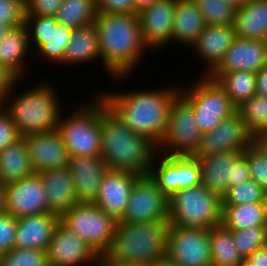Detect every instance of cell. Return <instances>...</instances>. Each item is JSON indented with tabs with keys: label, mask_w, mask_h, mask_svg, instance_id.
<instances>
[{
	"label": "cell",
	"mask_w": 267,
	"mask_h": 266,
	"mask_svg": "<svg viewBox=\"0 0 267 266\" xmlns=\"http://www.w3.org/2000/svg\"><path fill=\"white\" fill-rule=\"evenodd\" d=\"M5 212L16 219L50 213L39 173L5 184Z\"/></svg>",
	"instance_id": "obj_17"
},
{
	"label": "cell",
	"mask_w": 267,
	"mask_h": 266,
	"mask_svg": "<svg viewBox=\"0 0 267 266\" xmlns=\"http://www.w3.org/2000/svg\"><path fill=\"white\" fill-rule=\"evenodd\" d=\"M206 25L234 23L236 7L226 0H194Z\"/></svg>",
	"instance_id": "obj_38"
},
{
	"label": "cell",
	"mask_w": 267,
	"mask_h": 266,
	"mask_svg": "<svg viewBox=\"0 0 267 266\" xmlns=\"http://www.w3.org/2000/svg\"><path fill=\"white\" fill-rule=\"evenodd\" d=\"M20 138L10 115L0 107V151Z\"/></svg>",
	"instance_id": "obj_45"
},
{
	"label": "cell",
	"mask_w": 267,
	"mask_h": 266,
	"mask_svg": "<svg viewBox=\"0 0 267 266\" xmlns=\"http://www.w3.org/2000/svg\"><path fill=\"white\" fill-rule=\"evenodd\" d=\"M160 0H134L135 12L138 14L141 10L151 6Z\"/></svg>",
	"instance_id": "obj_51"
},
{
	"label": "cell",
	"mask_w": 267,
	"mask_h": 266,
	"mask_svg": "<svg viewBox=\"0 0 267 266\" xmlns=\"http://www.w3.org/2000/svg\"><path fill=\"white\" fill-rule=\"evenodd\" d=\"M17 219L4 212L0 214V255L15 248Z\"/></svg>",
	"instance_id": "obj_43"
},
{
	"label": "cell",
	"mask_w": 267,
	"mask_h": 266,
	"mask_svg": "<svg viewBox=\"0 0 267 266\" xmlns=\"http://www.w3.org/2000/svg\"><path fill=\"white\" fill-rule=\"evenodd\" d=\"M191 86L180 87V94L192 105L202 133L210 132L236 112V107L216 80L202 76Z\"/></svg>",
	"instance_id": "obj_8"
},
{
	"label": "cell",
	"mask_w": 267,
	"mask_h": 266,
	"mask_svg": "<svg viewBox=\"0 0 267 266\" xmlns=\"http://www.w3.org/2000/svg\"><path fill=\"white\" fill-rule=\"evenodd\" d=\"M201 184L222 198L228 187L250 179L245 155L236 151H224L199 158Z\"/></svg>",
	"instance_id": "obj_11"
},
{
	"label": "cell",
	"mask_w": 267,
	"mask_h": 266,
	"mask_svg": "<svg viewBox=\"0 0 267 266\" xmlns=\"http://www.w3.org/2000/svg\"><path fill=\"white\" fill-rule=\"evenodd\" d=\"M267 65V41L236 36L219 66L212 73L247 70L258 73Z\"/></svg>",
	"instance_id": "obj_22"
},
{
	"label": "cell",
	"mask_w": 267,
	"mask_h": 266,
	"mask_svg": "<svg viewBox=\"0 0 267 266\" xmlns=\"http://www.w3.org/2000/svg\"><path fill=\"white\" fill-rule=\"evenodd\" d=\"M105 266H149L145 263L102 262Z\"/></svg>",
	"instance_id": "obj_53"
},
{
	"label": "cell",
	"mask_w": 267,
	"mask_h": 266,
	"mask_svg": "<svg viewBox=\"0 0 267 266\" xmlns=\"http://www.w3.org/2000/svg\"><path fill=\"white\" fill-rule=\"evenodd\" d=\"M240 266H249L245 262H243Z\"/></svg>",
	"instance_id": "obj_58"
},
{
	"label": "cell",
	"mask_w": 267,
	"mask_h": 266,
	"mask_svg": "<svg viewBox=\"0 0 267 266\" xmlns=\"http://www.w3.org/2000/svg\"><path fill=\"white\" fill-rule=\"evenodd\" d=\"M95 0H63L56 20L71 29L93 24L97 18Z\"/></svg>",
	"instance_id": "obj_35"
},
{
	"label": "cell",
	"mask_w": 267,
	"mask_h": 266,
	"mask_svg": "<svg viewBox=\"0 0 267 266\" xmlns=\"http://www.w3.org/2000/svg\"><path fill=\"white\" fill-rule=\"evenodd\" d=\"M35 173L68 166L69 153L57 130L24 136Z\"/></svg>",
	"instance_id": "obj_20"
},
{
	"label": "cell",
	"mask_w": 267,
	"mask_h": 266,
	"mask_svg": "<svg viewBox=\"0 0 267 266\" xmlns=\"http://www.w3.org/2000/svg\"><path fill=\"white\" fill-rule=\"evenodd\" d=\"M158 155H161L159 159ZM149 175L169 198L181 189L201 184L200 160L192 155L162 156L157 153L151 163Z\"/></svg>",
	"instance_id": "obj_14"
},
{
	"label": "cell",
	"mask_w": 267,
	"mask_h": 266,
	"mask_svg": "<svg viewBox=\"0 0 267 266\" xmlns=\"http://www.w3.org/2000/svg\"><path fill=\"white\" fill-rule=\"evenodd\" d=\"M25 0H0V24L12 28L25 24Z\"/></svg>",
	"instance_id": "obj_42"
},
{
	"label": "cell",
	"mask_w": 267,
	"mask_h": 266,
	"mask_svg": "<svg viewBox=\"0 0 267 266\" xmlns=\"http://www.w3.org/2000/svg\"><path fill=\"white\" fill-rule=\"evenodd\" d=\"M168 228L169 221H118L110 247L100 261L152 264L166 257Z\"/></svg>",
	"instance_id": "obj_5"
},
{
	"label": "cell",
	"mask_w": 267,
	"mask_h": 266,
	"mask_svg": "<svg viewBox=\"0 0 267 266\" xmlns=\"http://www.w3.org/2000/svg\"><path fill=\"white\" fill-rule=\"evenodd\" d=\"M212 266H240L245 258L234 245L232 230L222 223L210 228Z\"/></svg>",
	"instance_id": "obj_34"
},
{
	"label": "cell",
	"mask_w": 267,
	"mask_h": 266,
	"mask_svg": "<svg viewBox=\"0 0 267 266\" xmlns=\"http://www.w3.org/2000/svg\"><path fill=\"white\" fill-rule=\"evenodd\" d=\"M205 26L203 16L194 0H176L172 43L191 47Z\"/></svg>",
	"instance_id": "obj_27"
},
{
	"label": "cell",
	"mask_w": 267,
	"mask_h": 266,
	"mask_svg": "<svg viewBox=\"0 0 267 266\" xmlns=\"http://www.w3.org/2000/svg\"><path fill=\"white\" fill-rule=\"evenodd\" d=\"M123 223L169 221L168 197L149 175H140L132 187L126 210L119 220Z\"/></svg>",
	"instance_id": "obj_12"
},
{
	"label": "cell",
	"mask_w": 267,
	"mask_h": 266,
	"mask_svg": "<svg viewBox=\"0 0 267 266\" xmlns=\"http://www.w3.org/2000/svg\"><path fill=\"white\" fill-rule=\"evenodd\" d=\"M31 46L25 24L12 28L0 41V65L6 67L18 79H23L28 65L24 60L27 59L26 55Z\"/></svg>",
	"instance_id": "obj_28"
},
{
	"label": "cell",
	"mask_w": 267,
	"mask_h": 266,
	"mask_svg": "<svg viewBox=\"0 0 267 266\" xmlns=\"http://www.w3.org/2000/svg\"><path fill=\"white\" fill-rule=\"evenodd\" d=\"M266 200L267 193L252 179L228 187L221 198L222 205L265 202Z\"/></svg>",
	"instance_id": "obj_37"
},
{
	"label": "cell",
	"mask_w": 267,
	"mask_h": 266,
	"mask_svg": "<svg viewBox=\"0 0 267 266\" xmlns=\"http://www.w3.org/2000/svg\"><path fill=\"white\" fill-rule=\"evenodd\" d=\"M166 257L180 266H212L210 229L169 223Z\"/></svg>",
	"instance_id": "obj_13"
},
{
	"label": "cell",
	"mask_w": 267,
	"mask_h": 266,
	"mask_svg": "<svg viewBox=\"0 0 267 266\" xmlns=\"http://www.w3.org/2000/svg\"><path fill=\"white\" fill-rule=\"evenodd\" d=\"M235 37L233 24L205 26L191 46V50H195L205 63L206 69L201 76H209L219 66Z\"/></svg>",
	"instance_id": "obj_24"
},
{
	"label": "cell",
	"mask_w": 267,
	"mask_h": 266,
	"mask_svg": "<svg viewBox=\"0 0 267 266\" xmlns=\"http://www.w3.org/2000/svg\"><path fill=\"white\" fill-rule=\"evenodd\" d=\"M98 12L137 14L134 0H95Z\"/></svg>",
	"instance_id": "obj_46"
},
{
	"label": "cell",
	"mask_w": 267,
	"mask_h": 266,
	"mask_svg": "<svg viewBox=\"0 0 267 266\" xmlns=\"http://www.w3.org/2000/svg\"><path fill=\"white\" fill-rule=\"evenodd\" d=\"M61 222L102 257L110 247L118 221L94 203H77L61 217Z\"/></svg>",
	"instance_id": "obj_9"
},
{
	"label": "cell",
	"mask_w": 267,
	"mask_h": 266,
	"mask_svg": "<svg viewBox=\"0 0 267 266\" xmlns=\"http://www.w3.org/2000/svg\"><path fill=\"white\" fill-rule=\"evenodd\" d=\"M221 223L231 230L267 226V200L265 202L222 205Z\"/></svg>",
	"instance_id": "obj_32"
},
{
	"label": "cell",
	"mask_w": 267,
	"mask_h": 266,
	"mask_svg": "<svg viewBox=\"0 0 267 266\" xmlns=\"http://www.w3.org/2000/svg\"><path fill=\"white\" fill-rule=\"evenodd\" d=\"M236 112L254 136L267 131V96L253 95L238 106Z\"/></svg>",
	"instance_id": "obj_36"
},
{
	"label": "cell",
	"mask_w": 267,
	"mask_h": 266,
	"mask_svg": "<svg viewBox=\"0 0 267 266\" xmlns=\"http://www.w3.org/2000/svg\"><path fill=\"white\" fill-rule=\"evenodd\" d=\"M254 143L267 156V131L258 133L254 136Z\"/></svg>",
	"instance_id": "obj_50"
},
{
	"label": "cell",
	"mask_w": 267,
	"mask_h": 266,
	"mask_svg": "<svg viewBox=\"0 0 267 266\" xmlns=\"http://www.w3.org/2000/svg\"><path fill=\"white\" fill-rule=\"evenodd\" d=\"M230 4H232L234 7L239 8L243 5H246L251 0H226Z\"/></svg>",
	"instance_id": "obj_56"
},
{
	"label": "cell",
	"mask_w": 267,
	"mask_h": 266,
	"mask_svg": "<svg viewBox=\"0 0 267 266\" xmlns=\"http://www.w3.org/2000/svg\"><path fill=\"white\" fill-rule=\"evenodd\" d=\"M20 81L11 71L6 67L0 65V107H3L5 101L13 89L15 83Z\"/></svg>",
	"instance_id": "obj_47"
},
{
	"label": "cell",
	"mask_w": 267,
	"mask_h": 266,
	"mask_svg": "<svg viewBox=\"0 0 267 266\" xmlns=\"http://www.w3.org/2000/svg\"><path fill=\"white\" fill-rule=\"evenodd\" d=\"M233 26L238 37L267 41V0H251L236 8Z\"/></svg>",
	"instance_id": "obj_30"
},
{
	"label": "cell",
	"mask_w": 267,
	"mask_h": 266,
	"mask_svg": "<svg viewBox=\"0 0 267 266\" xmlns=\"http://www.w3.org/2000/svg\"><path fill=\"white\" fill-rule=\"evenodd\" d=\"M202 134L196 124L192 105L179 94L171 104L167 128L157 152L167 156L193 155Z\"/></svg>",
	"instance_id": "obj_10"
},
{
	"label": "cell",
	"mask_w": 267,
	"mask_h": 266,
	"mask_svg": "<svg viewBox=\"0 0 267 266\" xmlns=\"http://www.w3.org/2000/svg\"><path fill=\"white\" fill-rule=\"evenodd\" d=\"M99 95L107 109L129 129L158 146L165 134L170 107L180 94L178 86L149 90L106 91Z\"/></svg>",
	"instance_id": "obj_1"
},
{
	"label": "cell",
	"mask_w": 267,
	"mask_h": 266,
	"mask_svg": "<svg viewBox=\"0 0 267 266\" xmlns=\"http://www.w3.org/2000/svg\"><path fill=\"white\" fill-rule=\"evenodd\" d=\"M73 176L78 203H94L103 176L108 168L101 156H70L69 164Z\"/></svg>",
	"instance_id": "obj_23"
},
{
	"label": "cell",
	"mask_w": 267,
	"mask_h": 266,
	"mask_svg": "<svg viewBox=\"0 0 267 266\" xmlns=\"http://www.w3.org/2000/svg\"><path fill=\"white\" fill-rule=\"evenodd\" d=\"M18 84L21 83L18 81L15 83L3 108L10 115L19 136L57 130L63 105L53 84L43 81L27 91L17 93L15 90Z\"/></svg>",
	"instance_id": "obj_4"
},
{
	"label": "cell",
	"mask_w": 267,
	"mask_h": 266,
	"mask_svg": "<svg viewBox=\"0 0 267 266\" xmlns=\"http://www.w3.org/2000/svg\"><path fill=\"white\" fill-rule=\"evenodd\" d=\"M34 173L24 137L0 151V183L19 181Z\"/></svg>",
	"instance_id": "obj_31"
},
{
	"label": "cell",
	"mask_w": 267,
	"mask_h": 266,
	"mask_svg": "<svg viewBox=\"0 0 267 266\" xmlns=\"http://www.w3.org/2000/svg\"><path fill=\"white\" fill-rule=\"evenodd\" d=\"M253 143L254 135L240 115L235 112L223 119L215 129L202 134L199 146L192 156L202 158L224 151L243 153Z\"/></svg>",
	"instance_id": "obj_16"
},
{
	"label": "cell",
	"mask_w": 267,
	"mask_h": 266,
	"mask_svg": "<svg viewBox=\"0 0 267 266\" xmlns=\"http://www.w3.org/2000/svg\"><path fill=\"white\" fill-rule=\"evenodd\" d=\"M94 23L103 67L116 83L125 82L149 51L138 14L98 12Z\"/></svg>",
	"instance_id": "obj_2"
},
{
	"label": "cell",
	"mask_w": 267,
	"mask_h": 266,
	"mask_svg": "<svg viewBox=\"0 0 267 266\" xmlns=\"http://www.w3.org/2000/svg\"><path fill=\"white\" fill-rule=\"evenodd\" d=\"M25 25L30 44L35 42L34 47L37 48L35 51H38L34 54L40 55L43 62L46 60L60 65L63 62L72 29L58 23L54 16L26 15Z\"/></svg>",
	"instance_id": "obj_15"
},
{
	"label": "cell",
	"mask_w": 267,
	"mask_h": 266,
	"mask_svg": "<svg viewBox=\"0 0 267 266\" xmlns=\"http://www.w3.org/2000/svg\"><path fill=\"white\" fill-rule=\"evenodd\" d=\"M45 266H56V265H51V264H48V263H47Z\"/></svg>",
	"instance_id": "obj_59"
},
{
	"label": "cell",
	"mask_w": 267,
	"mask_h": 266,
	"mask_svg": "<svg viewBox=\"0 0 267 266\" xmlns=\"http://www.w3.org/2000/svg\"><path fill=\"white\" fill-rule=\"evenodd\" d=\"M157 146L147 137L137 134L116 118L107 107L101 113L100 156L108 170L149 174L157 155Z\"/></svg>",
	"instance_id": "obj_3"
},
{
	"label": "cell",
	"mask_w": 267,
	"mask_h": 266,
	"mask_svg": "<svg viewBox=\"0 0 267 266\" xmlns=\"http://www.w3.org/2000/svg\"><path fill=\"white\" fill-rule=\"evenodd\" d=\"M46 252L39 249L13 248L0 255V266H45Z\"/></svg>",
	"instance_id": "obj_40"
},
{
	"label": "cell",
	"mask_w": 267,
	"mask_h": 266,
	"mask_svg": "<svg viewBox=\"0 0 267 266\" xmlns=\"http://www.w3.org/2000/svg\"><path fill=\"white\" fill-rule=\"evenodd\" d=\"M176 0H160L138 13L143 42L150 51L172 44Z\"/></svg>",
	"instance_id": "obj_19"
},
{
	"label": "cell",
	"mask_w": 267,
	"mask_h": 266,
	"mask_svg": "<svg viewBox=\"0 0 267 266\" xmlns=\"http://www.w3.org/2000/svg\"><path fill=\"white\" fill-rule=\"evenodd\" d=\"M92 99V102L85 101L76 105L75 110L72 107L73 112L65 117L63 113L60 115L57 131L69 156H100L101 113L106 108V103L99 95Z\"/></svg>",
	"instance_id": "obj_6"
},
{
	"label": "cell",
	"mask_w": 267,
	"mask_h": 266,
	"mask_svg": "<svg viewBox=\"0 0 267 266\" xmlns=\"http://www.w3.org/2000/svg\"><path fill=\"white\" fill-rule=\"evenodd\" d=\"M245 263L249 266H267V246L257 249L247 256Z\"/></svg>",
	"instance_id": "obj_48"
},
{
	"label": "cell",
	"mask_w": 267,
	"mask_h": 266,
	"mask_svg": "<svg viewBox=\"0 0 267 266\" xmlns=\"http://www.w3.org/2000/svg\"><path fill=\"white\" fill-rule=\"evenodd\" d=\"M99 41L95 23L72 29L71 38L66 45L63 56V67L74 64H85L100 60Z\"/></svg>",
	"instance_id": "obj_29"
},
{
	"label": "cell",
	"mask_w": 267,
	"mask_h": 266,
	"mask_svg": "<svg viewBox=\"0 0 267 266\" xmlns=\"http://www.w3.org/2000/svg\"><path fill=\"white\" fill-rule=\"evenodd\" d=\"M5 212V185L0 183V214Z\"/></svg>",
	"instance_id": "obj_54"
},
{
	"label": "cell",
	"mask_w": 267,
	"mask_h": 266,
	"mask_svg": "<svg viewBox=\"0 0 267 266\" xmlns=\"http://www.w3.org/2000/svg\"><path fill=\"white\" fill-rule=\"evenodd\" d=\"M139 176L130 171L107 170L94 204L119 221L126 210L135 180Z\"/></svg>",
	"instance_id": "obj_21"
},
{
	"label": "cell",
	"mask_w": 267,
	"mask_h": 266,
	"mask_svg": "<svg viewBox=\"0 0 267 266\" xmlns=\"http://www.w3.org/2000/svg\"><path fill=\"white\" fill-rule=\"evenodd\" d=\"M256 94L267 96V65L256 73Z\"/></svg>",
	"instance_id": "obj_49"
},
{
	"label": "cell",
	"mask_w": 267,
	"mask_h": 266,
	"mask_svg": "<svg viewBox=\"0 0 267 266\" xmlns=\"http://www.w3.org/2000/svg\"><path fill=\"white\" fill-rule=\"evenodd\" d=\"M60 221L52 213L17 218L15 248L46 251Z\"/></svg>",
	"instance_id": "obj_25"
},
{
	"label": "cell",
	"mask_w": 267,
	"mask_h": 266,
	"mask_svg": "<svg viewBox=\"0 0 267 266\" xmlns=\"http://www.w3.org/2000/svg\"><path fill=\"white\" fill-rule=\"evenodd\" d=\"M232 235L234 245L244 258L267 245V226L232 230Z\"/></svg>",
	"instance_id": "obj_39"
},
{
	"label": "cell",
	"mask_w": 267,
	"mask_h": 266,
	"mask_svg": "<svg viewBox=\"0 0 267 266\" xmlns=\"http://www.w3.org/2000/svg\"><path fill=\"white\" fill-rule=\"evenodd\" d=\"M243 154L249 166L250 179L254 180L267 193V156L255 143Z\"/></svg>",
	"instance_id": "obj_41"
},
{
	"label": "cell",
	"mask_w": 267,
	"mask_h": 266,
	"mask_svg": "<svg viewBox=\"0 0 267 266\" xmlns=\"http://www.w3.org/2000/svg\"><path fill=\"white\" fill-rule=\"evenodd\" d=\"M168 203L171 225L210 229L221 223V198L202 184L175 192Z\"/></svg>",
	"instance_id": "obj_7"
},
{
	"label": "cell",
	"mask_w": 267,
	"mask_h": 266,
	"mask_svg": "<svg viewBox=\"0 0 267 266\" xmlns=\"http://www.w3.org/2000/svg\"><path fill=\"white\" fill-rule=\"evenodd\" d=\"M48 264L56 266H94L101 257L61 221L46 249Z\"/></svg>",
	"instance_id": "obj_18"
},
{
	"label": "cell",
	"mask_w": 267,
	"mask_h": 266,
	"mask_svg": "<svg viewBox=\"0 0 267 266\" xmlns=\"http://www.w3.org/2000/svg\"><path fill=\"white\" fill-rule=\"evenodd\" d=\"M149 266H180L176 262L169 260L167 257L156 260L154 263L149 264Z\"/></svg>",
	"instance_id": "obj_52"
},
{
	"label": "cell",
	"mask_w": 267,
	"mask_h": 266,
	"mask_svg": "<svg viewBox=\"0 0 267 266\" xmlns=\"http://www.w3.org/2000/svg\"><path fill=\"white\" fill-rule=\"evenodd\" d=\"M39 175L46 191L50 213L62 217L78 203L73 176L68 166L46 170Z\"/></svg>",
	"instance_id": "obj_26"
},
{
	"label": "cell",
	"mask_w": 267,
	"mask_h": 266,
	"mask_svg": "<svg viewBox=\"0 0 267 266\" xmlns=\"http://www.w3.org/2000/svg\"><path fill=\"white\" fill-rule=\"evenodd\" d=\"M12 30L10 25L0 24V41Z\"/></svg>",
	"instance_id": "obj_55"
},
{
	"label": "cell",
	"mask_w": 267,
	"mask_h": 266,
	"mask_svg": "<svg viewBox=\"0 0 267 266\" xmlns=\"http://www.w3.org/2000/svg\"><path fill=\"white\" fill-rule=\"evenodd\" d=\"M94 266H105L101 261H99L96 265Z\"/></svg>",
	"instance_id": "obj_57"
},
{
	"label": "cell",
	"mask_w": 267,
	"mask_h": 266,
	"mask_svg": "<svg viewBox=\"0 0 267 266\" xmlns=\"http://www.w3.org/2000/svg\"><path fill=\"white\" fill-rule=\"evenodd\" d=\"M63 0H25L26 15L56 16Z\"/></svg>",
	"instance_id": "obj_44"
},
{
	"label": "cell",
	"mask_w": 267,
	"mask_h": 266,
	"mask_svg": "<svg viewBox=\"0 0 267 266\" xmlns=\"http://www.w3.org/2000/svg\"><path fill=\"white\" fill-rule=\"evenodd\" d=\"M209 77L216 80L237 108L256 94V73L239 70L229 73H211Z\"/></svg>",
	"instance_id": "obj_33"
}]
</instances>
